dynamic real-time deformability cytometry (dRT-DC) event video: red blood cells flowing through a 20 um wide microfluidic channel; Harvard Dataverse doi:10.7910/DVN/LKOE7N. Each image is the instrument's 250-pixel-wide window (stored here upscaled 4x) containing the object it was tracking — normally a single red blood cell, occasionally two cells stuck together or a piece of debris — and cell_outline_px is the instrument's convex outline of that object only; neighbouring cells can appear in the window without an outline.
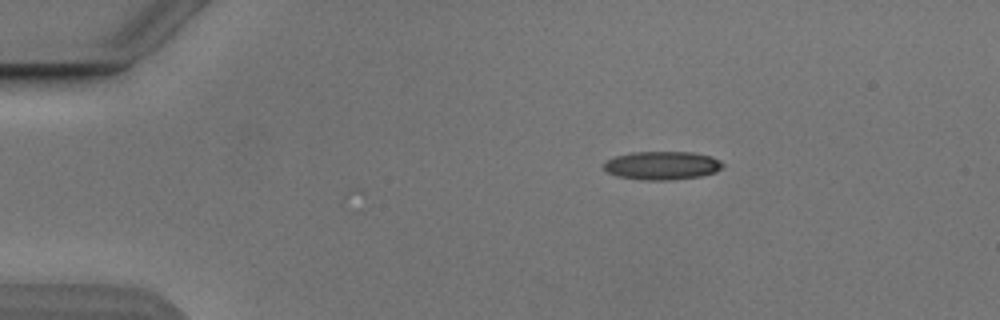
{"species": "Egyptian fruit bat (a non-hibernating species)", "species_latin": "Rousettus aegyptiacus", "temperature_condition": "cold", "stored_images_in_passage": 5, "camera_frame_rate_fps": 3000, "um_per_image_px": 0.085, "animal": {"sex": "male"}, "frame": {"image": 1, "passage_image": 5, "time_ms": 1.333, "image_size_px": [1000, 320], "cell_outline_px": [[724, 164], [716, 172], [700, 176], [668, 180], [648, 180], [616, 176], [608, 172], [604, 168], [604, 164], [608, 160], [616, 156], [632, 152], [692, 152], [712, 156], [720, 160]], "centroid_in_image_um": [56.3, 14.06], "position_along_channel_um": 28.7, "area_um2": 19.54}}